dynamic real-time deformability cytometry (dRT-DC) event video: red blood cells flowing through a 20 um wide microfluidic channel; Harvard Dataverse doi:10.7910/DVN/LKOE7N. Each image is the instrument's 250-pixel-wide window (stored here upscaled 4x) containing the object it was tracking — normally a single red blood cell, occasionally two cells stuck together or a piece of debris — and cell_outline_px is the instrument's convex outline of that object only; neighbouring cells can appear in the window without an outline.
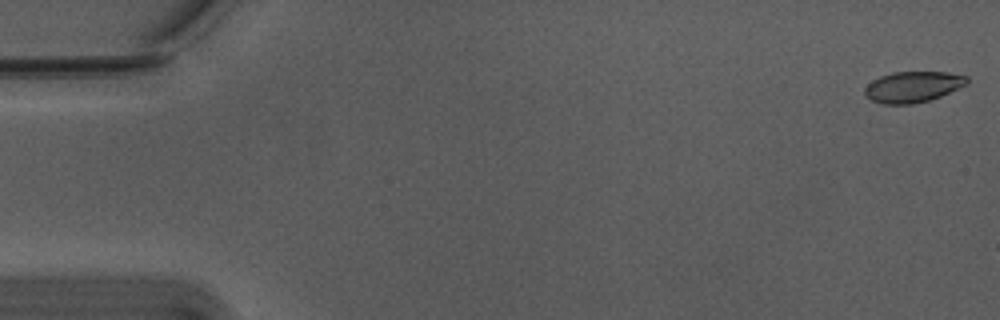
{"species": "Egyptian fruit bat (a non-hibernating species)", "species_latin": "Rousettus aegyptiacus", "temperature_condition": "warm", "stored_images_in_passage": 55, "camera_frame_rate_fps": 3000, "um_per_image_px": 0.085, "animal": {"sex": "male"}, "frame": {"image": 1, "passage_image": 1, "time_ms": 0.0, "image_size_px": [1000, 320], "cell_outline_px": [[968, 84], [940, 96], [928, 100], [912, 104], [884, 104], [872, 100], [864, 92], [864, 88], [872, 80], [880, 76], [892, 72], [944, 72], [968, 76]], "centroid_in_image_um": [77.59, 7.37], "position_along_channel_um": 7.4, "area_um2": 18.26}}
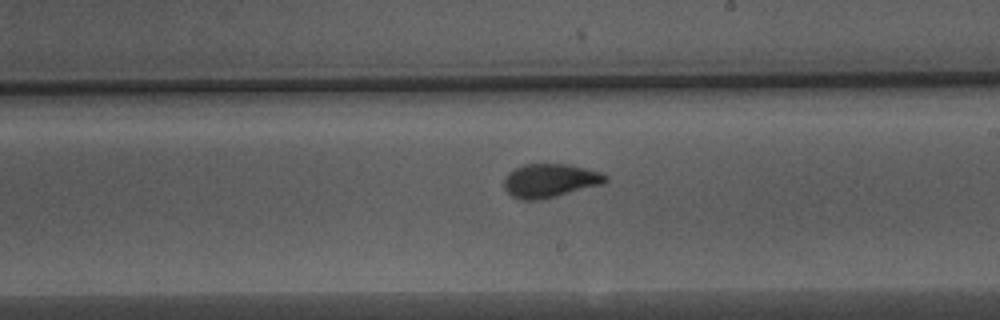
{"frame": {"image": 2, "passage_image": 32, "time_ms": 10.333, "image_size_px": [1000, 320], "cell_outline_px": [[608, 180], [604, 184], [556, 196], [536, 200], [520, 200], [512, 196], [504, 188], [504, 180], [508, 172], [524, 164], [568, 164], [600, 172], [608, 176]], "centroid_in_image_um": [46.75, 15.35], "position_along_channel_um": 242.2, "area_um2": 19.88}}
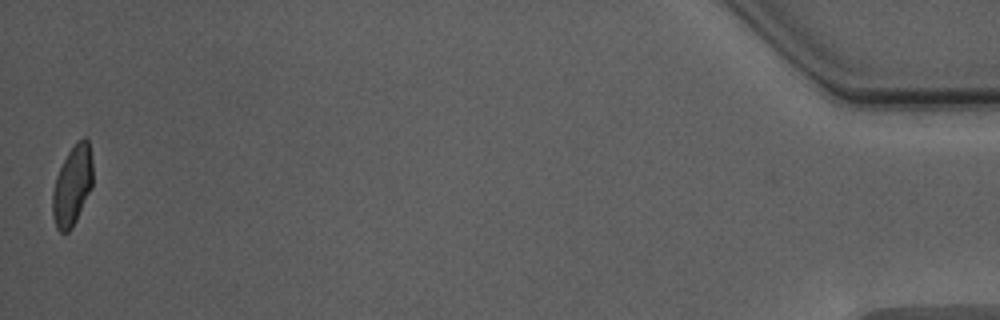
{"frame": {"image": 3, "passage_image": 55, "time_ms": 18.0, "image_size_px": [1000, 320], "cell_outline_px": [[92, 188], [72, 228], [68, 232], [60, 232], [56, 228], [52, 216], [52, 192], [56, 176], [68, 152], [84, 136], [88, 140], [92, 160]], "centroid_in_image_um": [6.14, 15.82], "position_along_channel_um": 429.1, "area_um2": 18.67}, "authors_computed_cell_mechanics": {"area_um2": 19.363, "velocity_mm_per_s": 3.7373, "shape_relaxation_time_tau1_ms": 4.0611, "shape_relaxation_time_tau2_ms": 0.901, "deformation_change_tau1": 0.1538, "deformation_change_tau2": 0.0474}}